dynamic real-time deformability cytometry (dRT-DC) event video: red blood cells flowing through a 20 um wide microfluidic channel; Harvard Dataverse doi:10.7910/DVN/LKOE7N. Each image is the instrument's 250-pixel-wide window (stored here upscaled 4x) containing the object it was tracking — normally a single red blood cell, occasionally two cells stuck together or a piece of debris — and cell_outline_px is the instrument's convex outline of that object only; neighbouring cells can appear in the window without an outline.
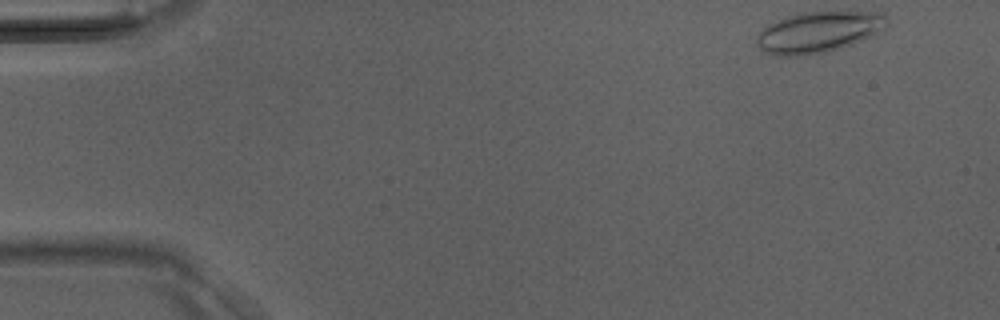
{"species": "Egyptian fruit bat (a non-hibernating species)", "species_latin": "Rousettus aegyptiacus", "temperature_condition": "room temperature", "stored_images_in_passage": 38, "camera_frame_rate_fps": 3000, "um_per_image_px": 0.085, "animal": {"sex": "male"}, "frame": {"image": 1, "passage_image": 1, "time_ms": 0.0, "image_size_px": [1000, 320], "cell_outline_px": [[888, 24], [884, 28], [852, 44], [824, 52], [796, 56], [776, 56], [760, 48], [756, 44], [756, 36], [768, 24], [776, 20], [800, 12], [880, 12], [888, 20]], "centroid_in_image_um": [69.52, 2.72], "position_along_channel_um": 15.5, "area_um2": 30.63}}
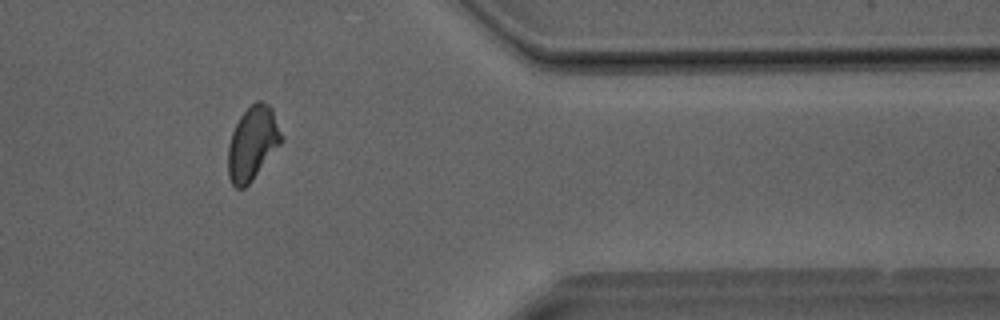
{"frame": {"image": 2, "passage_image": 31, "time_ms": 10.0, "image_size_px": [1000, 320], "cell_outline_px": [[280, 144], [252, 180], [244, 188], [236, 188], [232, 184], [228, 176], [228, 144], [232, 132], [240, 116], [256, 100], [260, 100], [268, 104], [272, 108], [280, 132]], "centroid_in_image_um": [21.43, 12.18], "position_along_channel_um": 390.0, "area_um2": 22.43}}
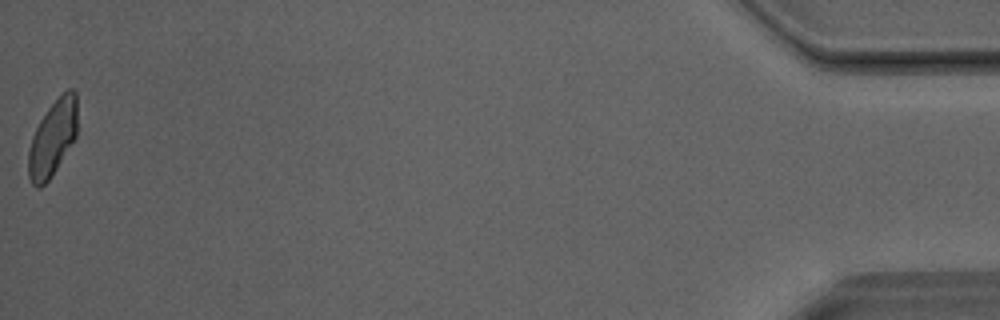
{"frame": {"image": 3, "passage_image": 38, "time_ms": 12.333, "image_size_px": [1000, 320], "cell_outline_px": [[76, 136], [56, 168], [48, 180], [40, 188], [36, 188], [32, 184], [28, 176], [28, 148], [32, 136], [40, 120], [48, 108], [68, 88], [72, 88], [76, 92]], "centroid_in_image_um": [4.44, 11.75], "position_along_channel_um": 430.8, "area_um2": 21.27}}